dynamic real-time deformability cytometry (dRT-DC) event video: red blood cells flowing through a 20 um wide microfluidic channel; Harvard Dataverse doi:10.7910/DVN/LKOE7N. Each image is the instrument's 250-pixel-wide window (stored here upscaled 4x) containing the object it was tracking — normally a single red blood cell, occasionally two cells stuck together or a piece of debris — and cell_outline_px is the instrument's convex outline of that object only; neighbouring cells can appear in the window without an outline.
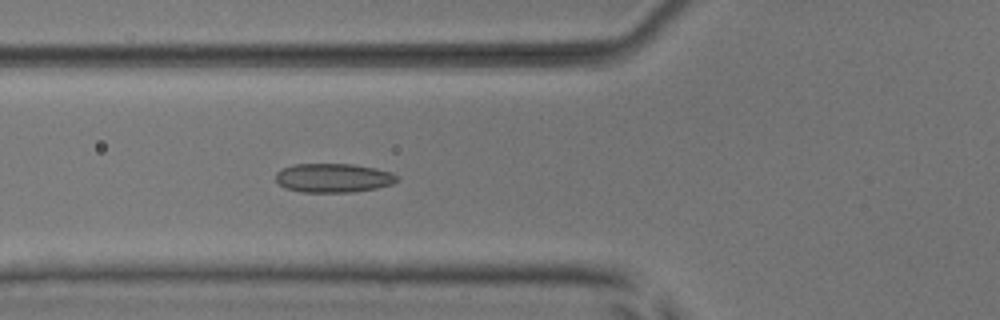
{"species": "common noctule bat (a hibernating species)", "species_latin": "Nyctalus noctula", "temperature_condition": "room temperature", "stored_images_in_passage": 5, "camera_frame_rate_fps": 3000, "um_per_image_px": 0.085, "animal": {"sex": "male", "body_mass_g": 17.9, "forearm_length_mm": 54.2}, "frame": {"image": 1, "passage_image": 5, "time_ms": 5.333, "image_size_px": [1000, 320], "cell_outline_px": [[396, 180], [392, 184], [376, 188], [352, 192], [300, 192], [284, 188], [276, 180], [276, 172], [280, 168], [292, 164], [352, 164], [376, 168], [392, 172], [396, 176]], "centroid_in_image_um": [28.28, 15.12], "position_along_channel_um": 97.5, "area_um2": 20.58}}